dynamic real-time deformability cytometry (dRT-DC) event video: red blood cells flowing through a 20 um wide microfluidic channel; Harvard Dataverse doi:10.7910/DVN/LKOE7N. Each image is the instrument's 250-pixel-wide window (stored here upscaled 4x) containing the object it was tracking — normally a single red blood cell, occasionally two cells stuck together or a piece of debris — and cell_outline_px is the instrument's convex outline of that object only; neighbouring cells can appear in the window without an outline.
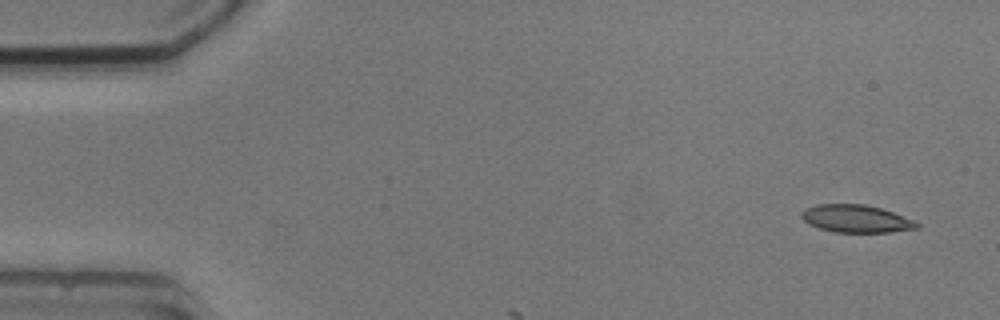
{"species": "common noctule bat (a hibernating species)", "species_latin": "Nyctalus noctula", "temperature_condition": "cold", "stored_images_in_passage": 2, "camera_frame_rate_fps": 3000, "um_per_image_px": 0.085, "animal": {"sex": "male", "body_mass_g": 20.5, "forearm_length_mm": 52.5}, "frame": {"image": 1, "passage_image": 1, "time_ms": 0.0, "image_size_px": [1000, 320], "cell_outline_px": [[920, 228], [892, 232], [836, 232], [820, 228], [808, 224], [800, 216], [800, 212], [816, 204], [864, 204], [880, 208], [892, 212], [912, 220], [920, 224]], "centroid_in_image_um": [72.76, 18.59], "position_along_channel_um": 12.2, "area_um2": 18.44}}